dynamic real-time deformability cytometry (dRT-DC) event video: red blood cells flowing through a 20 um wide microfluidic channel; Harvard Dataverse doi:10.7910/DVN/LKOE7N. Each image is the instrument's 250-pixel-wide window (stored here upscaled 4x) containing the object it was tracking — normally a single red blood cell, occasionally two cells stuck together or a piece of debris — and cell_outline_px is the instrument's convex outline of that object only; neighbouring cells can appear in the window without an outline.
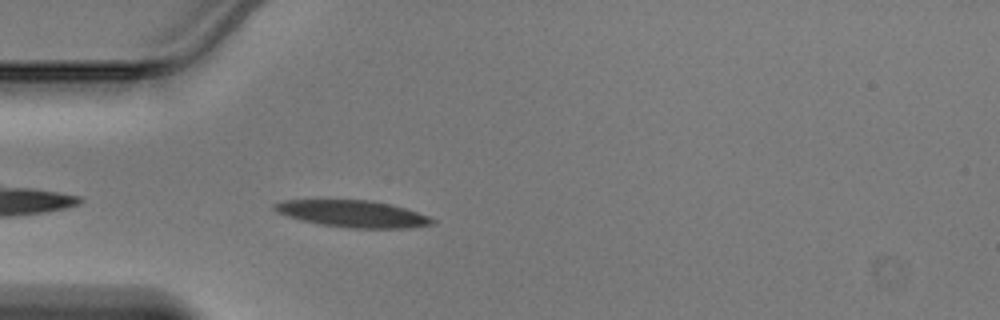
{"species": "Egyptian fruit bat (a non-hibernating species)", "species_latin": "Rousettus aegyptiacus", "temperature_condition": "warm", "stored_images_in_passage": 36, "camera_frame_rate_fps": 3000, "um_per_image_px": 0.085, "animal": {"sex": "male"}, "frame": {"image": 1, "passage_image": 3, "time_ms": 0.667, "image_size_px": [1000, 320], "cell_outline_px": [[436, 224], [408, 228], [352, 228], [324, 224], [304, 220], [276, 212], [272, 208], [272, 204], [284, 200], [368, 200], [392, 204], [428, 216], [436, 220]], "centroid_in_image_um": [30.03, 18.16], "position_along_channel_um": 55.0, "area_um2": 24.39}}
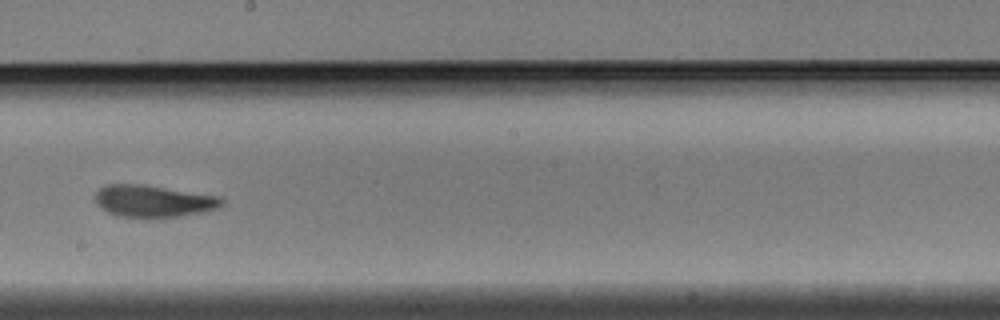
{"frame": {"image": 2, "passage_image": 16, "time_ms": 5.0, "image_size_px": [1000, 320], "cell_outline_px": [[224, 204], [216, 208], [204, 212], [156, 220], [116, 216], [108, 212], [96, 200], [96, 192], [100, 188], [108, 184], [144, 184], [220, 196], [224, 200]], "centroid_in_image_um": [13.08, 17.12], "position_along_channel_um": 235.1, "area_um2": 24.1}}
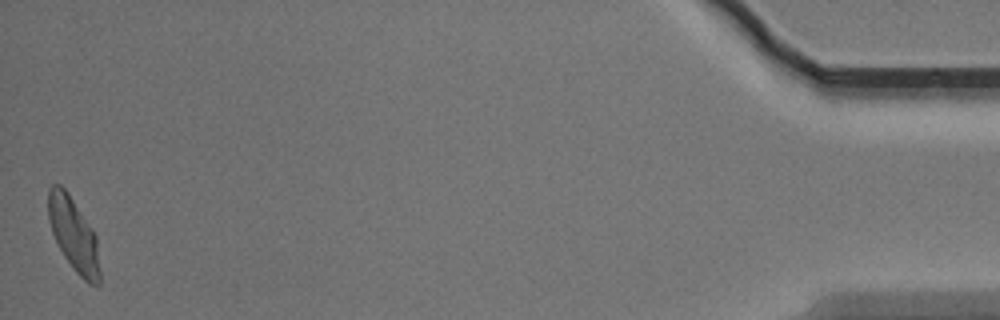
{"frame": {"image": 3, "passage_image": 36, "time_ms": 11.667, "image_size_px": [1000, 320], "cell_outline_px": [[100, 284], [88, 284], [72, 268], [64, 256], [52, 232], [48, 220], [48, 188], [52, 184], [60, 184], [68, 192], [92, 228], [96, 236], [100, 272]], "centroid_in_image_um": [6.25, 19.92], "position_along_channel_um": 428.9, "area_um2": 22.02}}